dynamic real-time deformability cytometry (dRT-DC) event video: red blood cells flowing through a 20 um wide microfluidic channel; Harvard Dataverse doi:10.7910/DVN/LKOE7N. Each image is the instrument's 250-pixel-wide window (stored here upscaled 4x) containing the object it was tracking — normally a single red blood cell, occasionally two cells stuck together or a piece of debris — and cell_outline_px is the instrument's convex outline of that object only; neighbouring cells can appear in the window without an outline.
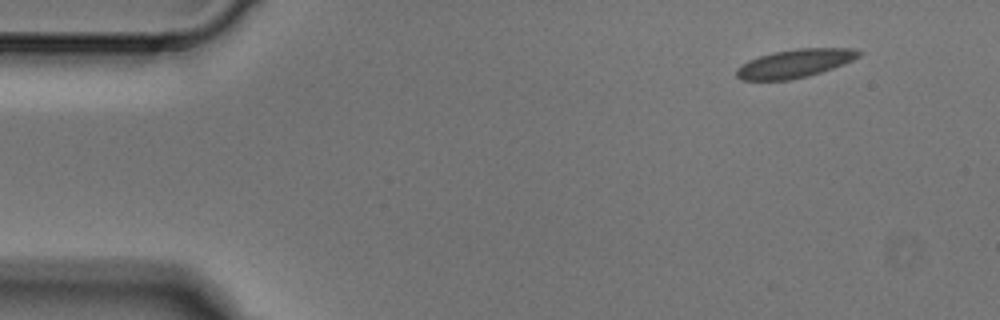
{"species": "Egyptian fruit bat (a non-hibernating species)", "species_latin": "Rousettus aegyptiacus", "temperature_condition": "cold", "stored_images_in_passage": 2, "segment_of_instrument_passage": [2, 2], "camera_frame_rate_fps": 3000, "um_per_image_px": 0.085, "animal": {"sex": "male"}, "frame": {"image": 1, "passage_image": 2, "time_ms": 0.333, "image_size_px": [1000, 320], "cell_outline_px": [[864, 52], [860, 56], [844, 64], [808, 76], [788, 80], [740, 80], [736, 76], [736, 68], [740, 64], [748, 60], [772, 52], [800, 48], [852, 48]], "centroid_in_image_um": [67.54, 5.39], "position_along_channel_um": 17.5, "area_um2": 20.29}}